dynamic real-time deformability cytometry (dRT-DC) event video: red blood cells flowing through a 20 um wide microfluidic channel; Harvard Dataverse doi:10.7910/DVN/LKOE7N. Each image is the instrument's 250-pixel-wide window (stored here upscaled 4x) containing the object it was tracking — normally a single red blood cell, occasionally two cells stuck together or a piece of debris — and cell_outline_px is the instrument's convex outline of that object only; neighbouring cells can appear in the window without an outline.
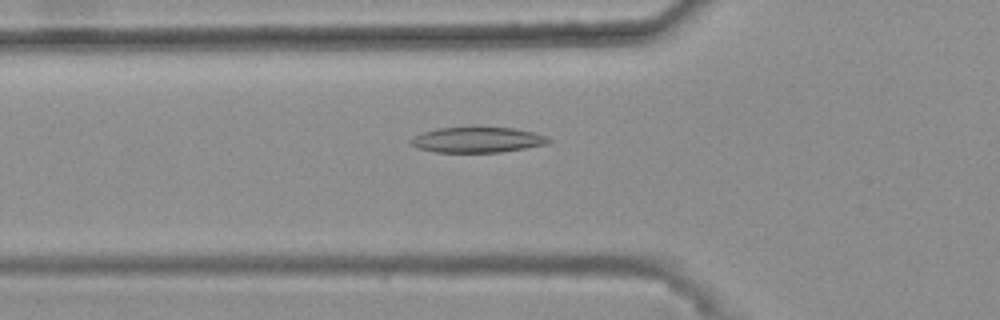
{"species": "common noctule bat (a hibernating species)", "species_latin": "Nyctalus noctula", "temperature_condition": "warm", "stored_images_in_passage": 49, "camera_frame_rate_fps": 3000, "um_per_image_px": 0.085, "animal": {"sex": "female", "body_mass_g": 25.1}, "frame": {"image": 1, "passage_image": 19, "time_ms": 6.0, "image_size_px": [1000, 320], "cell_outline_px": [[552, 140], [548, 144], [500, 152], [436, 152], [416, 148], [408, 144], [408, 140], [424, 132], [436, 128], [516, 128], [548, 136]], "centroid_in_image_um": [40.57, 11.89], "position_along_channel_um": 85.2, "area_um2": 20.35}}
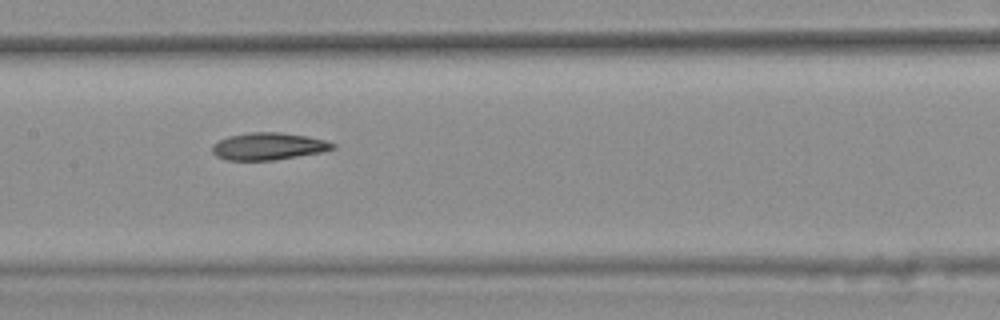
{"frame": {"image": 2, "passage_image": 27, "time_ms": 8.667, "image_size_px": [1000, 320], "cell_outline_px": [[336, 148], [320, 152], [276, 160], [224, 160], [216, 156], [212, 152], [212, 144], [228, 136], [252, 132], [280, 132], [308, 136], [324, 140], [336, 144]], "centroid_in_image_um": [22.8, 12.44], "position_along_channel_um": 184.6, "area_um2": 19.13}}
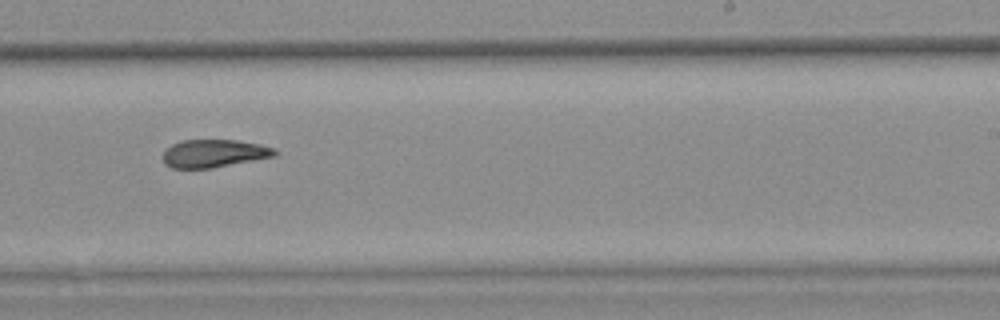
{"frame": {"image": 3, "passage_image": 34, "time_ms": 11.0, "image_size_px": [1000, 320], "cell_outline_px": [[280, 152], [276, 156], [212, 168], [172, 168], [164, 164], [164, 152], [172, 144], [180, 140], [236, 140], [260, 144], [276, 148]], "centroid_in_image_um": [18.24, 13.04], "position_along_channel_um": 270.8, "area_um2": 18.26}, "authors_computed_cell_mechanics": {"area_um2": 19.5942, "velocity_mm_per_s": 3.7101, "shape_relaxation_time_tau1_ms": null, "shape_relaxation_time_tau2_ms": 5.7181, "deformation_change_tau1": null, "deformation_change_tau2": 0.1452}}